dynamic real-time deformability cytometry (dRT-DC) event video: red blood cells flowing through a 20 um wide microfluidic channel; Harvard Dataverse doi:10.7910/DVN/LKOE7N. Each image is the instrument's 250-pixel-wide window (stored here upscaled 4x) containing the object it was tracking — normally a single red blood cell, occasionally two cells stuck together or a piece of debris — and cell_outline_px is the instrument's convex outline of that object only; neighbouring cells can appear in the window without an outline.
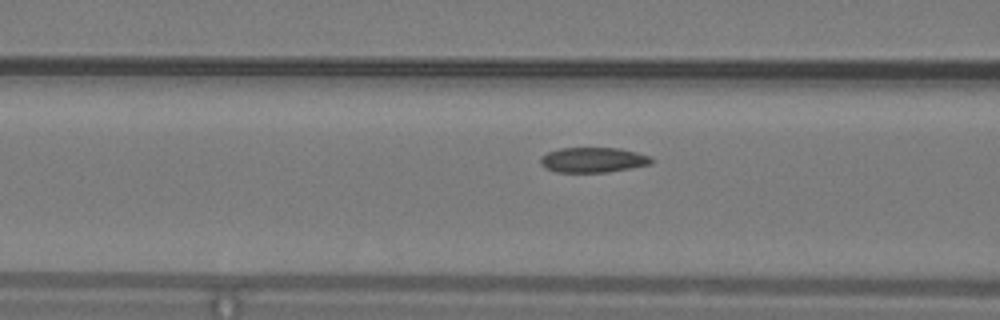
{"species": "common noctule bat (a hibernating species)", "species_latin": "Nyctalus noctula", "temperature_condition": "warm", "stored_images_in_passage": 15, "camera_frame_rate_fps": 3000, "um_per_image_px": 0.085, "animal": {"sex": "male", "body_mass_g": 19.2, "forearm_length_mm": 51.8}, "frame": {"image": 1, "passage_image": 13, "time_ms": 4.0, "image_size_px": [1000, 320], "cell_outline_px": [[652, 160], [648, 164], [600, 172], [564, 172], [548, 168], [544, 164], [544, 156], [552, 152], [564, 148], [612, 148], [632, 152], [644, 156]], "centroid_in_image_um": [50.39, 13.59], "position_along_channel_um": 116.2, "area_um2": 14.74}}